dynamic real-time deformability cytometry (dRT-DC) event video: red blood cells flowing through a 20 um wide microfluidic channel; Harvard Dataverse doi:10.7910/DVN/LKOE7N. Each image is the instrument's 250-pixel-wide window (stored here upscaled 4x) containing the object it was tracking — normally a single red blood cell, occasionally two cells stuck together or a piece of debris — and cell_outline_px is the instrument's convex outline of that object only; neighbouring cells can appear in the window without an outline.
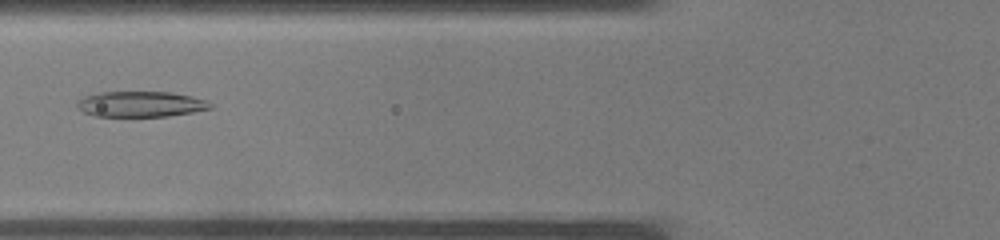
{"species": "common noctule bat (a hibernating species)", "species_latin": "Nyctalus noctula", "temperature_condition": "warm", "stored_images_in_passage": 21, "camera_frame_rate_fps": 3000, "um_per_image_px": 0.085, "animal": {"sex": "male", "body_mass_g": 19.0, "forearm_length_mm": 50.8}, "frame": {"image": 1, "passage_image": 4, "time_ms": 1.0, "image_size_px": [1000, 240], "cell_outline_px": [[212, 108], [192, 112], [168, 116], [96, 116], [84, 112], [76, 104], [84, 96], [100, 92], [172, 92], [192, 96], [208, 100], [212, 104]], "centroid_in_image_um": [12.01, 8.84], "position_along_channel_um": 113.8, "area_um2": 19.77}}
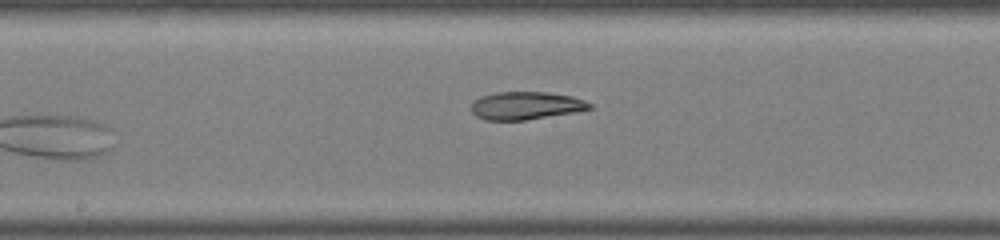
{"frame": {"image": 2, "passage_image": 9, "time_ms": 2.667, "image_size_px": [1000, 240], "cell_outline_px": [[592, 108], [572, 112], [524, 120], [484, 120], [476, 116], [472, 112], [472, 104], [480, 96], [496, 92], [544, 92], [572, 96], [584, 100], [592, 104]], "centroid_in_image_um": [44.67, 8.97], "position_along_channel_um": 203.5, "area_um2": 18.96}}
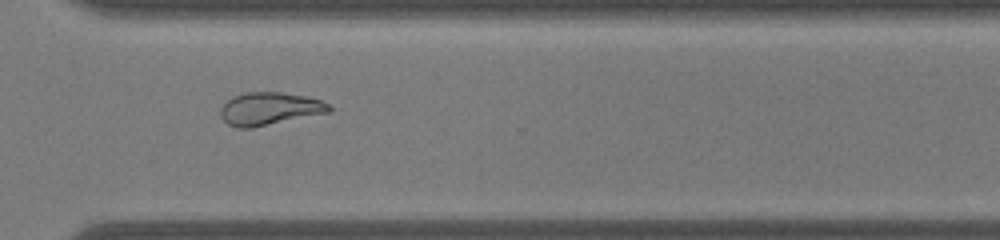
{"frame": {"image": 3, "passage_image": 17, "time_ms": 5.333, "image_size_px": [1000, 240], "cell_outline_px": [[332, 112], [252, 128], [236, 128], [228, 124], [220, 116], [220, 108], [228, 100], [244, 92], [280, 92], [304, 96], [320, 100], [328, 104], [332, 108]], "centroid_in_image_um": [22.92, 9.25], "position_along_channel_um": 347.7, "area_um2": 20.75}}